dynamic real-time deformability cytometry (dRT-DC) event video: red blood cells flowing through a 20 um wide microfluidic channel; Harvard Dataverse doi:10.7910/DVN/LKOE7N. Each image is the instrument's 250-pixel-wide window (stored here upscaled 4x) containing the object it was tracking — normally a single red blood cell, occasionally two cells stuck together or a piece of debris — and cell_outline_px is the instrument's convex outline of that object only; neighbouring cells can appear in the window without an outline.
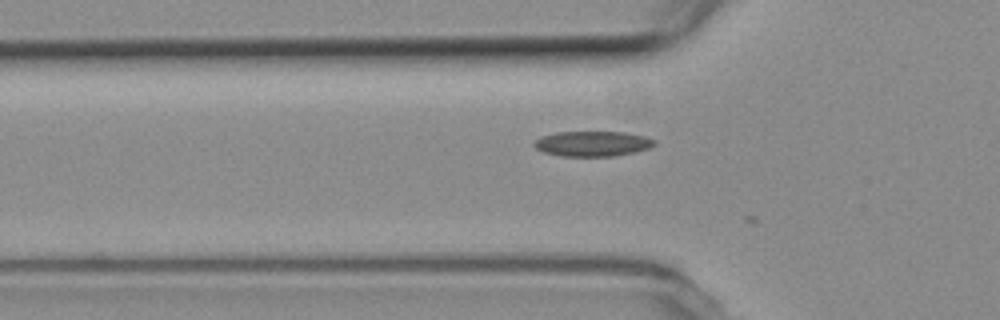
{"species": "common noctule bat (a hibernating species)", "species_latin": "Nyctalus noctula", "temperature_condition": "room temperature", "stored_images_in_passage": 14, "camera_frame_rate_fps": 3000, "um_per_image_px": 0.085, "animal": {"sex": "female", "body_mass_g": 19.3, "forearm_length_mm": 54.1}, "frame": {"image": 1, "passage_image": 9, "time_ms": 2.667, "image_size_px": [1000, 320], "cell_outline_px": [[656, 144], [648, 148], [636, 152], [616, 156], [560, 156], [544, 152], [536, 148], [532, 144], [540, 136], [556, 132], [624, 132], [644, 136], [656, 140]], "centroid_in_image_um": [50.36, 12.21], "position_along_channel_um": 75.4, "area_um2": 17.74}}
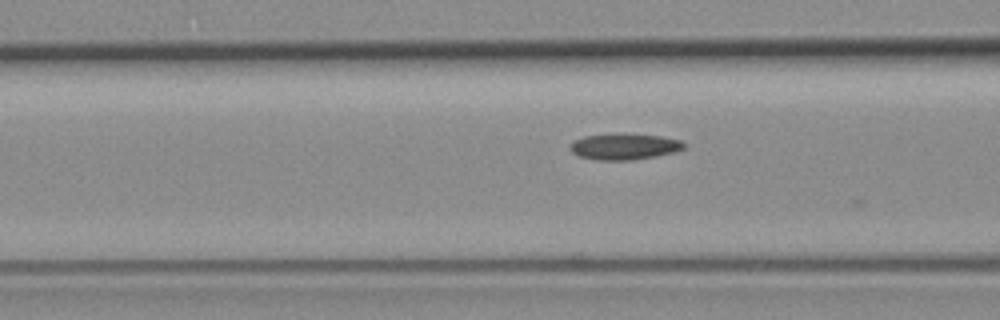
{"frame": {"image": 2, "passage_image": 12, "time_ms": 3.667, "image_size_px": [1000, 320], "cell_outline_px": [[684, 148], [672, 152], [656, 156], [632, 160], [596, 160], [580, 156], [572, 152], [568, 148], [568, 144], [584, 136], [660, 136], [680, 140], [684, 144]], "centroid_in_image_um": [53.02, 12.5], "position_along_channel_um": 113.6, "area_um2": 16.42}}